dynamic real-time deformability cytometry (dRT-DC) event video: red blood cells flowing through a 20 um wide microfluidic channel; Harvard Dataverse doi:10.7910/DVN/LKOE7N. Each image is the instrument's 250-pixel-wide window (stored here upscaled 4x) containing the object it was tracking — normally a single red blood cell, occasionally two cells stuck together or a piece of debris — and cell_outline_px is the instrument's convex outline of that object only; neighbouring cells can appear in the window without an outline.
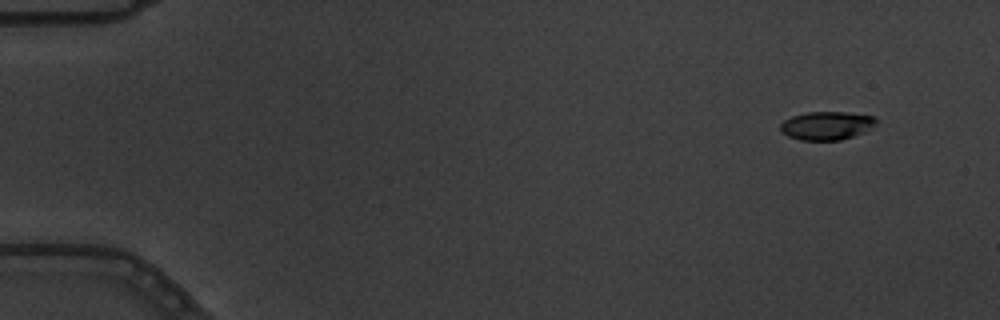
{"species": "common noctule bat (a hibernating species)", "species_latin": "Nyctalus noctula", "temperature_condition": "warm", "stored_images_in_passage": 4, "camera_frame_rate_fps": 3000, "um_per_image_px": 0.085, "animal": {"sex": "male", "body_mass_g": 19.5, "forearm_length_mm": 54.6}, "frame": {"image": 1, "passage_image": 1, "time_ms": 0.0, "image_size_px": [1000, 320], "cell_outline_px": [[876, 120], [872, 128], [864, 132], [840, 140], [800, 140], [788, 136], [780, 132], [780, 124], [784, 120], [792, 116], [808, 112], [844, 112], [876, 116]], "centroid_in_image_um": [70.24, 10.67], "position_along_channel_um": 14.8, "area_um2": 15.84}}
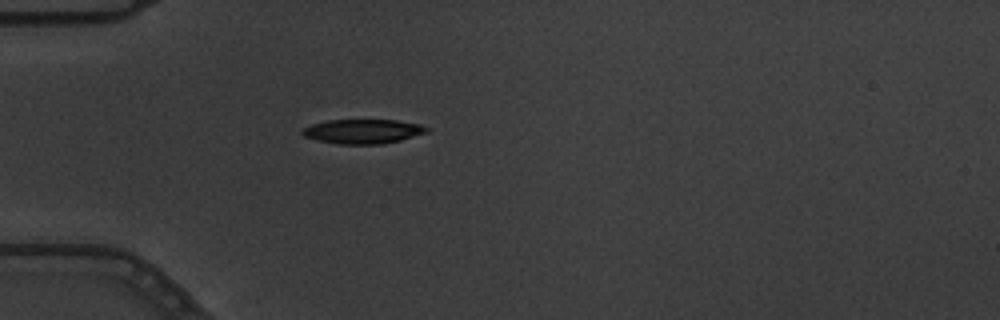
{"frame": {"image": 2, "passage_image": 4, "time_ms": 1.0, "image_size_px": [1000, 320], "cell_outline_px": [[428, 132], [400, 140], [380, 144], [336, 144], [316, 140], [304, 136], [300, 132], [300, 128], [312, 124], [328, 120], [396, 120], [420, 124], [428, 128]], "centroid_in_image_um": [30.79, 11.17], "position_along_channel_um": 54.2, "area_um2": 17.74}}